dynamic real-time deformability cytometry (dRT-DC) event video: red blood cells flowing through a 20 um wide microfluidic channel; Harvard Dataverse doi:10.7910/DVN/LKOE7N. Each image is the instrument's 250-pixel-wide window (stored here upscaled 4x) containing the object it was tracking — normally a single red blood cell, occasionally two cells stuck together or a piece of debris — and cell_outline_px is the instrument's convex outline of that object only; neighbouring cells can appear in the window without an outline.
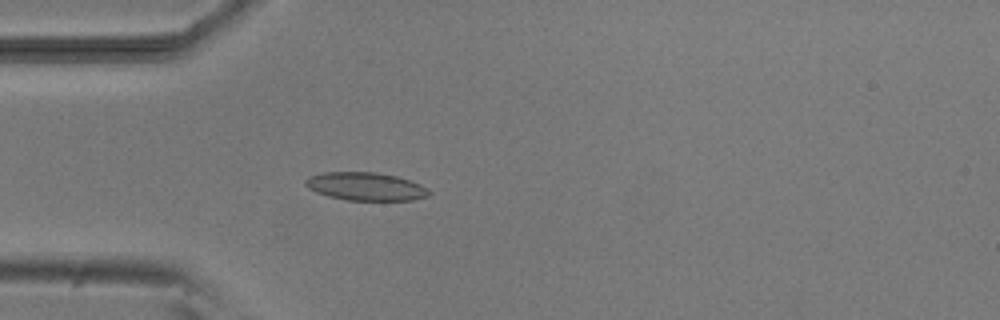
{"species": "common noctule bat (a hibernating species)", "species_latin": "Nyctalus noctula", "temperature_condition": "room temperature", "stored_images_in_passage": 4, "camera_frame_rate_fps": 3000, "um_per_image_px": 0.085, "animal": {"sex": "male", "body_mass_g": 20.5, "forearm_length_mm": 52.5}, "frame": {"image": 1, "passage_image": 4, "time_ms": 4.333, "image_size_px": [1000, 320], "cell_outline_px": [[432, 192], [428, 196], [412, 200], [344, 200], [328, 196], [316, 192], [308, 188], [304, 184], [304, 180], [308, 176], [324, 172], [376, 172], [396, 176], [420, 184], [428, 188]], "centroid_in_image_um": [31.06, 15.85], "position_along_channel_um": 53.9, "area_um2": 20.35}}